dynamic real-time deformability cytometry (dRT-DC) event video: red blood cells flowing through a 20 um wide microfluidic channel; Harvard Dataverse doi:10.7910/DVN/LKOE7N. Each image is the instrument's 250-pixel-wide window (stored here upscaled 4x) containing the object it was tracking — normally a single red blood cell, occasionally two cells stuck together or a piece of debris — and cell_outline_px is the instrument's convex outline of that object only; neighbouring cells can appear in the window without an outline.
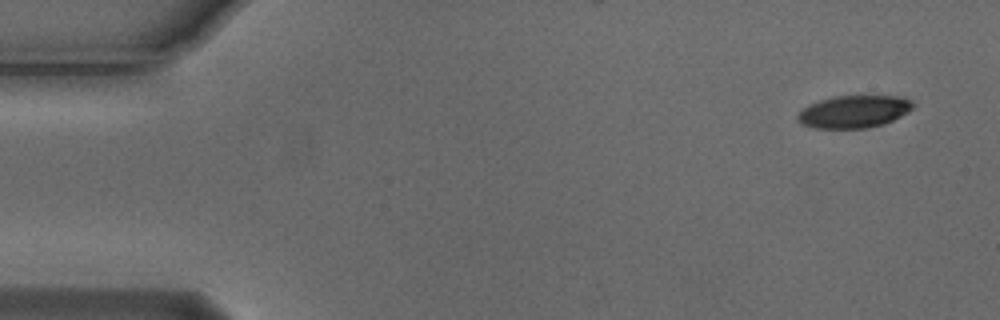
{"species": "Egyptian fruit bat (a non-hibernating species)", "species_latin": "Rousettus aegyptiacus", "temperature_condition": "cold", "stored_images_in_passage": 4, "camera_frame_rate_fps": 3000, "um_per_image_px": 0.085, "animal": {"sex": "male"}, "frame": {"image": 1, "passage_image": 1, "time_ms": 0.0, "image_size_px": [1000, 320], "cell_outline_px": [[916, 104], [908, 112], [884, 124], [868, 128], [816, 128], [800, 124], [796, 120], [796, 116], [808, 104], [820, 100], [836, 96], [904, 96]], "centroid_in_image_um": [72.58, 9.49], "position_along_channel_um": 12.4, "area_um2": 21.91}}
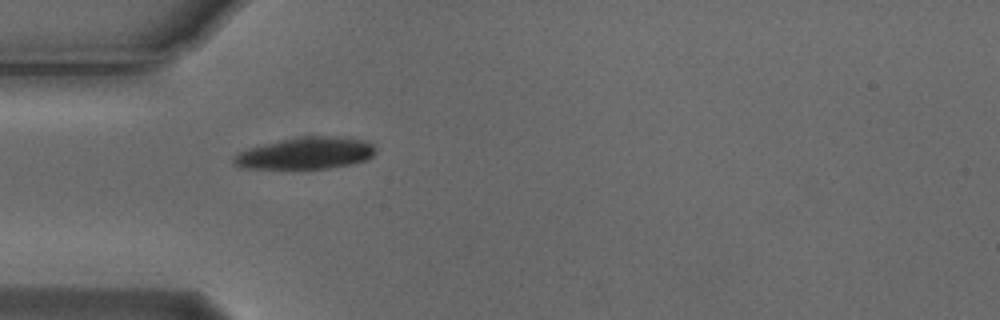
{"frame": {"image": 2, "passage_image": 4, "time_ms": 1.0, "image_size_px": [1000, 320], "cell_outline_px": [[376, 152], [368, 160], [328, 168], [240, 168], [232, 164], [232, 156], [248, 148], [280, 140], [300, 136], [336, 136], [364, 140], [372, 144], [376, 148]], "centroid_in_image_um": [25.98, 13.02], "position_along_channel_um": 59.0, "area_um2": 26.3}}